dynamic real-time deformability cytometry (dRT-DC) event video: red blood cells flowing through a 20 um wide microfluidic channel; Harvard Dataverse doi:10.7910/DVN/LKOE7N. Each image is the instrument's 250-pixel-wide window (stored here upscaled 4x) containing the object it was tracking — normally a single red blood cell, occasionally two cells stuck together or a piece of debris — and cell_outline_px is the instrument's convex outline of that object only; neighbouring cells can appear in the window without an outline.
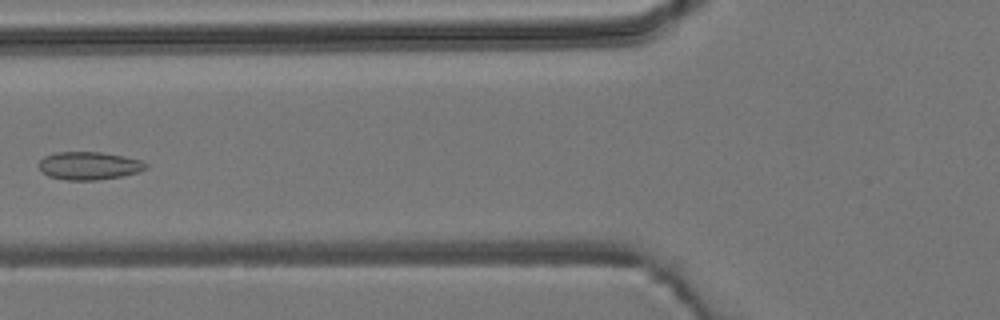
{"species": "common noctule bat (a hibernating species)", "species_latin": "Nyctalus noctula", "temperature_condition": "room temperature", "stored_images_in_passage": 6, "camera_frame_rate_fps": 3000, "um_per_image_px": 0.085, "animal": {"sex": "male", "body_mass_g": 19.2, "forearm_length_mm": 51.8}, "frame": {"image": 1, "passage_image": 5, "time_ms": 4.667, "image_size_px": [1000, 320], "cell_outline_px": [[148, 168], [136, 172], [120, 176], [96, 180], [68, 180], [48, 176], [40, 172], [40, 160], [44, 156], [56, 152], [100, 152], [124, 156], [140, 160], [148, 164]], "centroid_in_image_um": [7.55, 14.08], "position_along_channel_um": 118.3, "area_um2": 17.34}}
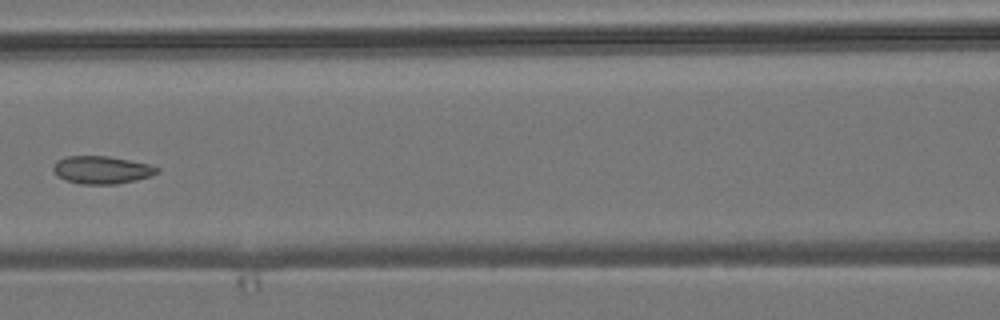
{"frame": {"image": 2, "passage_image": 6, "time_ms": 5.667, "image_size_px": [1000, 320], "cell_outline_px": [[160, 172], [152, 176], [136, 180], [116, 184], [80, 184], [56, 176], [52, 168], [56, 160], [68, 156], [108, 156], [148, 164], [160, 168]], "centroid_in_image_um": [8.65, 14.44], "position_along_channel_um": 157.9, "area_um2": 16.82}}